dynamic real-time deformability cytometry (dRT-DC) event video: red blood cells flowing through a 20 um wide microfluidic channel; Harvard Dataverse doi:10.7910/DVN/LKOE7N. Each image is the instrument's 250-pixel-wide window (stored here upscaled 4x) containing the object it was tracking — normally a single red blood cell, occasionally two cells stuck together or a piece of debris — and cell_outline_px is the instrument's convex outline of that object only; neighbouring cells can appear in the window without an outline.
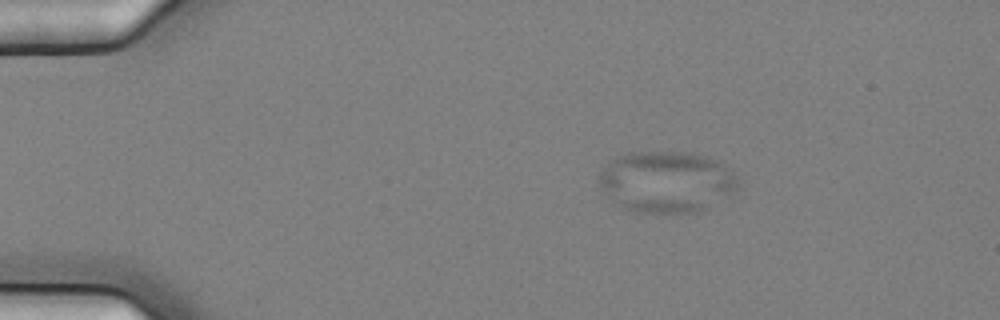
{"species": "common noctule bat (a hibernating species)", "species_latin": "Nyctalus noctula", "temperature_condition": "cold", "stored_images_in_passage": 7, "camera_frame_rate_fps": 3000, "um_per_image_px": 0.085, "animal": {"sex": "female", "body_mass_g": 25.1}, "frame": {"image": 1, "passage_image": 1, "time_ms": 0.0, "image_size_px": [1000, 320], "cell_outline_px": [[740, 188], [708, 208], [700, 212], [668, 216], [632, 212], [620, 208], [616, 204], [600, 184], [600, 172], [612, 160], [620, 156], [632, 152], [688, 152], [708, 156], [716, 160], [732, 172], [736, 176]], "centroid_in_image_um": [56.69, 15.51], "position_along_channel_um": 28.3, "area_um2": 50.4}}